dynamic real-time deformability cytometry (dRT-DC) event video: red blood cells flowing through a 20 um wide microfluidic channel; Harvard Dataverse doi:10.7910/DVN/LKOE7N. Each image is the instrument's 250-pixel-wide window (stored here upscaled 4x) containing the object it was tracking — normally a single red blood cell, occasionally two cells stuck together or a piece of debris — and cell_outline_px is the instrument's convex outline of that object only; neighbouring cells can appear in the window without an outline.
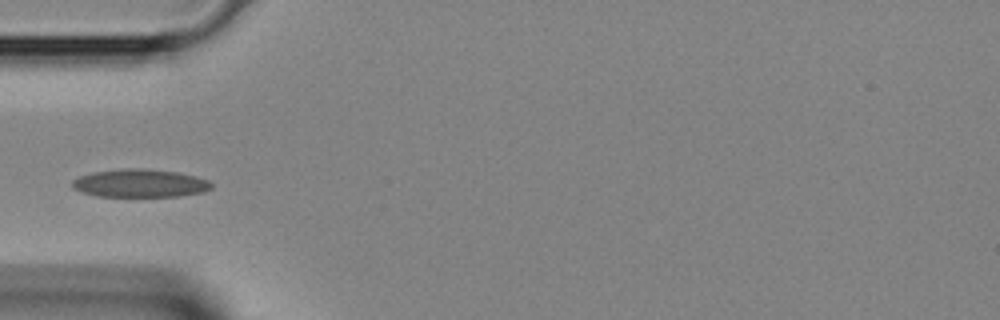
{"species": "Egyptian fruit bat (a non-hibernating species)", "species_latin": "Rousettus aegyptiacus", "temperature_condition": "room temperature", "stored_images_in_passage": 3, "camera_frame_rate_fps": 3000, "um_per_image_px": 0.085, "animal": {"sex": "female"}, "frame": {"image": 1, "passage_image": 3, "time_ms": 0.667, "image_size_px": [1000, 320], "cell_outline_px": [[212, 188], [204, 192], [176, 196], [96, 196], [80, 192], [72, 188], [72, 180], [80, 176], [92, 172], [124, 168], [140, 168], [176, 172], [196, 176], [208, 180], [212, 184]], "centroid_in_image_um": [11.87, 15.57], "position_along_channel_um": 73.1, "area_um2": 22.77}}